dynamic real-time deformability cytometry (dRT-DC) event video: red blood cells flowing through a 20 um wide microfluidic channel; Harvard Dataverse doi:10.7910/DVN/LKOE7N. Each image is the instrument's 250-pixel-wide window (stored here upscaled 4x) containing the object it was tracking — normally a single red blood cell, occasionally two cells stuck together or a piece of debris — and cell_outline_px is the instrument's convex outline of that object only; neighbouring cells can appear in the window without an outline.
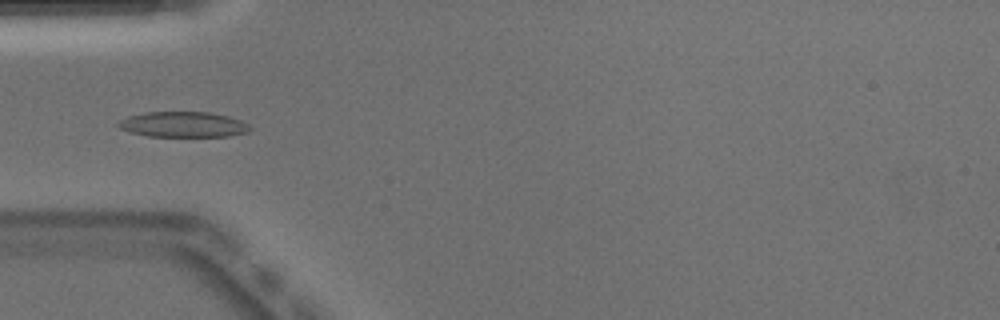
{"species": "Egyptian fruit bat (a non-hibernating species)", "species_latin": "Rousettus aegyptiacus", "temperature_condition": "warm", "stored_images_in_passage": 8, "camera_frame_rate_fps": 3000, "um_per_image_px": 0.085, "animal": {"sex": "male"}, "frame": {"image": 1, "passage_image": 3, "time_ms": 0.667, "image_size_px": [1000, 320], "cell_outline_px": [[252, 128], [248, 132], [228, 136], [148, 136], [132, 132], [120, 128], [116, 124], [120, 120], [128, 116], [144, 112], [212, 112], [228, 116], [240, 120], [248, 124]], "centroid_in_image_um": [15.58, 10.57], "position_along_channel_um": 69.4, "area_um2": 19.48}}